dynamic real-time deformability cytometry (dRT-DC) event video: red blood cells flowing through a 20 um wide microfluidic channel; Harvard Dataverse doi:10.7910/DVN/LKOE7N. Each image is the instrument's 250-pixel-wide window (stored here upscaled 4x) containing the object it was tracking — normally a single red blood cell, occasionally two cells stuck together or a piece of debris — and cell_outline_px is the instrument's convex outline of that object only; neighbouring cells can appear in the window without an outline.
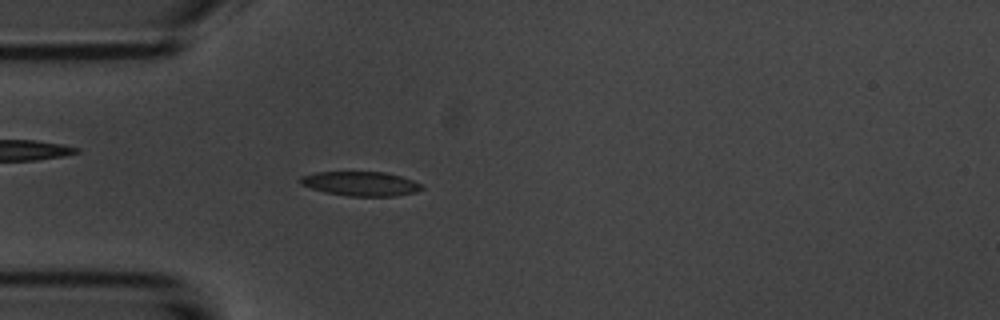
{"species": "common noctule bat (a hibernating species)", "species_latin": "Nyctalus noctula", "temperature_condition": "room temperature", "stored_images_in_passage": 48, "camera_frame_rate_fps": 3000, "um_per_image_px": 0.085, "animal": {"sex": "male", "body_mass_g": 20.1, "forearm_length_mm": 53.5}, "frame": {"image": 1, "passage_image": 9, "time_ms": 2.667, "image_size_px": [1000, 320], "cell_outline_px": [[424, 188], [416, 192], [396, 196], [348, 196], [324, 192], [300, 184], [300, 180], [304, 176], [316, 172], [384, 172], [400, 176], [412, 180], [420, 184]], "centroid_in_image_um": [30.68, 15.62], "position_along_channel_um": 54.3, "area_um2": 17.05}}
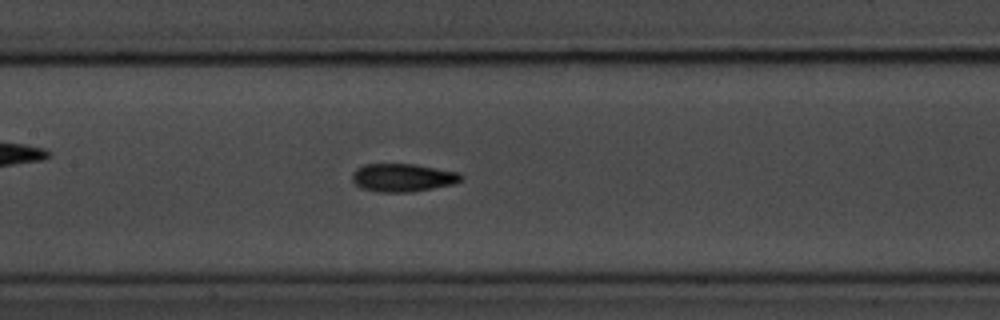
{"frame": {"image": 2, "passage_image": 19, "time_ms": 6.0, "image_size_px": [1000, 320], "cell_outline_px": [[464, 176], [460, 180], [452, 184], [412, 192], [376, 192], [360, 188], [352, 180], [352, 172], [356, 168], [364, 164], [416, 164], [460, 172]], "centroid_in_image_um": [34.21, 15.09], "position_along_channel_um": 173.2, "area_um2": 17.98}}
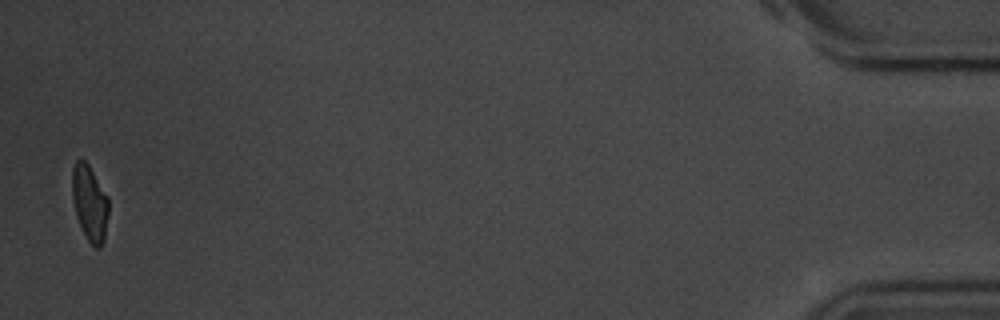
{"frame": {"image": 3, "passage_image": 47, "time_ms": 15.333, "image_size_px": [1000, 320], "cell_outline_px": [[108, 216], [104, 240], [100, 248], [96, 248], [88, 240], [76, 216], [72, 196], [72, 168], [76, 160], [84, 160], [88, 164], [108, 196]], "centroid_in_image_um": [7.63, 17.24], "position_along_channel_um": 427.6, "area_um2": 15.95}, "authors_computed_cell_mechanics": {"area_um2": 17.1666, "velocity_mm_per_s": 3.7123, "shape_relaxation_time_tau1_ms": 4.1958, "shape_relaxation_time_tau2_ms": 2.9615, "deformation_change_tau1": 0.1427, "deformation_change_tau2": 0.0893}}